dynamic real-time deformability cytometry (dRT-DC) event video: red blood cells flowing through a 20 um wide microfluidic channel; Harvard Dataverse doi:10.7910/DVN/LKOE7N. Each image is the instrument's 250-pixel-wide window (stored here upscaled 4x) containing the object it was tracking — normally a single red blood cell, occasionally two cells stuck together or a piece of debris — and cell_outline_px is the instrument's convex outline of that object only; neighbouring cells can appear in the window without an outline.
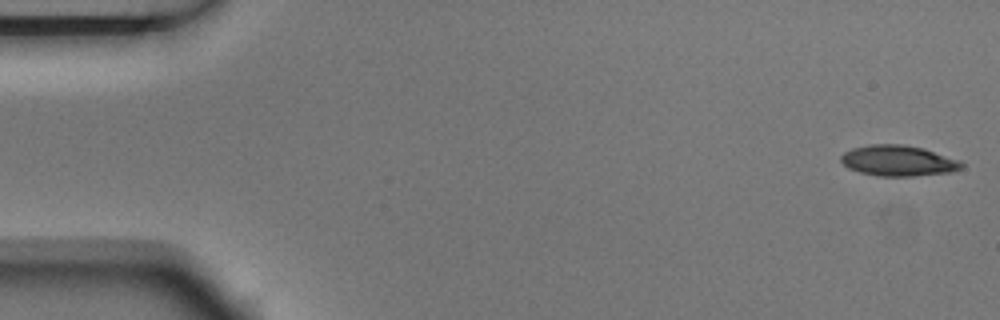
{"species": "Egyptian fruit bat (a non-hibernating species)", "species_latin": "Rousettus aegyptiacus", "temperature_condition": "room temperature", "stored_images_in_passage": 6, "camera_frame_rate_fps": 3000, "um_per_image_px": 0.085, "animal": {"sex": "male"}, "frame": {"image": 1, "passage_image": 1, "time_ms": 0.0, "image_size_px": [1000, 320], "cell_outline_px": [[964, 164], [960, 168], [948, 172], [912, 176], [880, 176], [860, 172], [848, 168], [840, 160], [840, 156], [844, 152], [852, 148], [872, 144], [904, 144], [924, 148], [960, 160]], "centroid_in_image_um": [76.33, 13.65], "position_along_channel_um": 8.7, "area_um2": 21.5}}
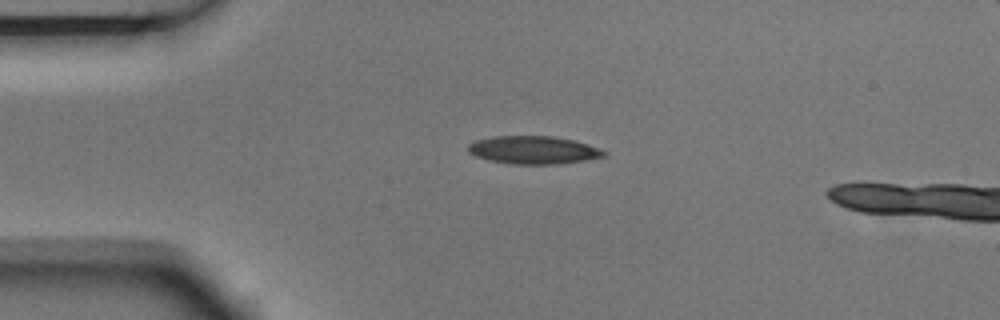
{"frame": {"image": 2, "passage_image": 4, "time_ms": 1.0, "image_size_px": [1000, 320], "cell_outline_px": [[608, 152], [604, 156], [584, 160], [556, 164], [512, 164], [488, 160], [476, 156], [468, 152], [468, 144], [476, 140], [492, 136], [552, 136], [576, 140], [600, 148]], "centroid_in_image_um": [45.34, 12.74], "position_along_channel_um": 39.7, "area_um2": 22.2}}